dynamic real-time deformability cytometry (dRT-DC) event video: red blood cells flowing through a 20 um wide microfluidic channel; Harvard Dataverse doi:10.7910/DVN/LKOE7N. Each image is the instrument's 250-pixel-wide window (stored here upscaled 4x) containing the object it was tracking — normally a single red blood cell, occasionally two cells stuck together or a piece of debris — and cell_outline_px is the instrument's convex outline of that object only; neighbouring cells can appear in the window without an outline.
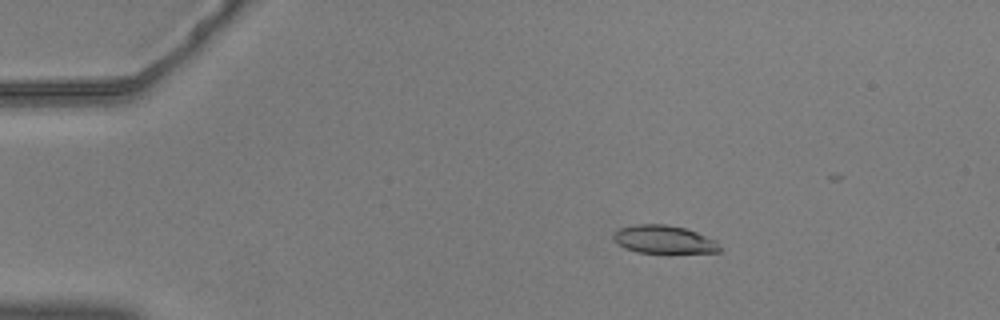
{"species": "common noctule bat (a hibernating species)", "species_latin": "Nyctalus noctula", "temperature_condition": "warm", "stored_images_in_passage": 51, "camera_frame_rate_fps": 3000, "um_per_image_px": 0.085, "animal": {"sex": "male", "body_mass_g": 20.5, "forearm_length_mm": 52.5}, "frame": {"image": 1, "passage_image": 11, "time_ms": 3.333, "image_size_px": [1000, 320], "cell_outline_px": [[720, 252], [668, 256], [636, 252], [624, 248], [612, 240], [612, 232], [620, 228], [636, 224], [664, 224], [684, 228], [696, 232], [716, 240], [720, 248]], "centroid_in_image_um": [56.43, 20.42], "position_along_channel_um": 28.6, "area_um2": 18.5}}
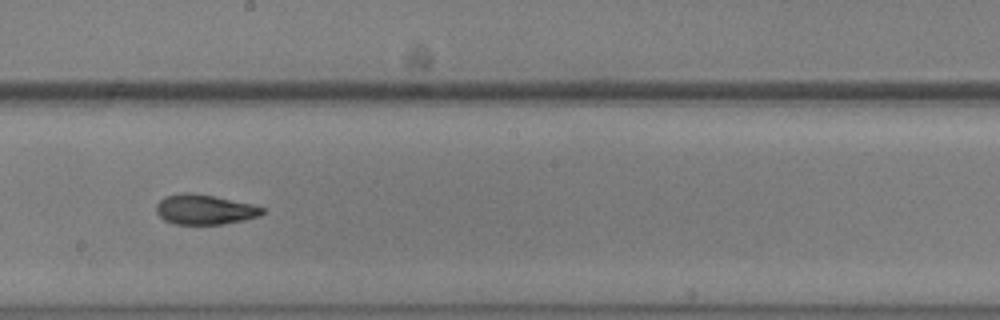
{"frame": {"image": 2, "passage_image": 33, "time_ms": 10.667, "image_size_px": [1000, 320], "cell_outline_px": [[264, 212], [260, 216], [244, 220], [224, 224], [176, 224], [164, 220], [156, 212], [156, 204], [164, 196], [180, 192], [192, 192], [252, 204], [264, 208]], "centroid_in_image_um": [17.37, 17.8], "position_along_channel_um": 230.8, "area_um2": 18.55}}
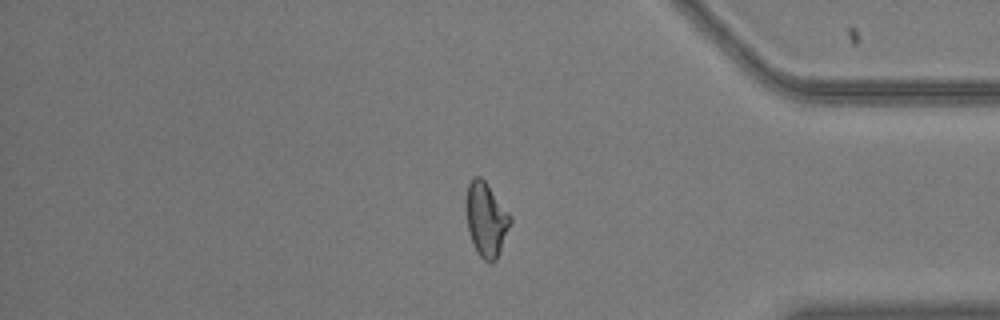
{"frame": {"image": 3, "passage_image": 48, "time_ms": 15.667, "image_size_px": [1000, 320], "cell_outline_px": [[512, 220], [496, 260], [492, 264], [484, 260], [476, 252], [468, 232], [468, 184], [472, 176], [480, 176], [484, 180], [512, 216]], "centroid_in_image_um": [41.35, 18.68], "position_along_channel_um": 393.9, "area_um2": 18.67}, "authors_computed_cell_mechanics": {"area_um2": 18.496, "velocity_mm_per_s": 3.6872, "shape_relaxation_time_tau1_ms": null, "shape_relaxation_time_tau2_ms": 2.7958, "deformation_change_tau1": null, "deformation_change_tau2": 0.1006}}